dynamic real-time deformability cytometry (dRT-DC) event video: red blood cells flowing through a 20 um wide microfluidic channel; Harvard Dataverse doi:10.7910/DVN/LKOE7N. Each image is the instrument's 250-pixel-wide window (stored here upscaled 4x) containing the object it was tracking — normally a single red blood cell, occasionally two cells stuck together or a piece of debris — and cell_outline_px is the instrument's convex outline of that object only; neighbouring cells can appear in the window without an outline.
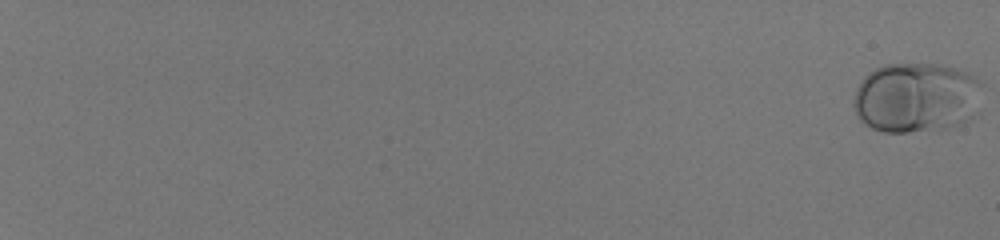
{"species": "human", "species_latin": "Homo sapiens", "temperature_condition": "room temperature", "stored_images_in_passage": 15, "camera_frame_rate_fps": 3000, "um_per_image_px": 0.085, "donor": {"sex": "male"}, "frame": {"image": 1, "passage_image": 1, "time_ms": 0.0, "image_size_px": [1000, 240], "cell_outline_px": [[984, 84], [972, 116], [968, 120], [960, 124], [940, 132], [884, 132], [872, 128], [864, 124], [856, 116], [852, 104], [852, 100], [856, 88], [864, 76], [868, 72], [884, 64], [940, 64], [956, 68], [976, 76]], "centroid_in_image_um": [77.87, 8.31], "position_along_channel_um": 7.1, "area_um2": 53.7}}